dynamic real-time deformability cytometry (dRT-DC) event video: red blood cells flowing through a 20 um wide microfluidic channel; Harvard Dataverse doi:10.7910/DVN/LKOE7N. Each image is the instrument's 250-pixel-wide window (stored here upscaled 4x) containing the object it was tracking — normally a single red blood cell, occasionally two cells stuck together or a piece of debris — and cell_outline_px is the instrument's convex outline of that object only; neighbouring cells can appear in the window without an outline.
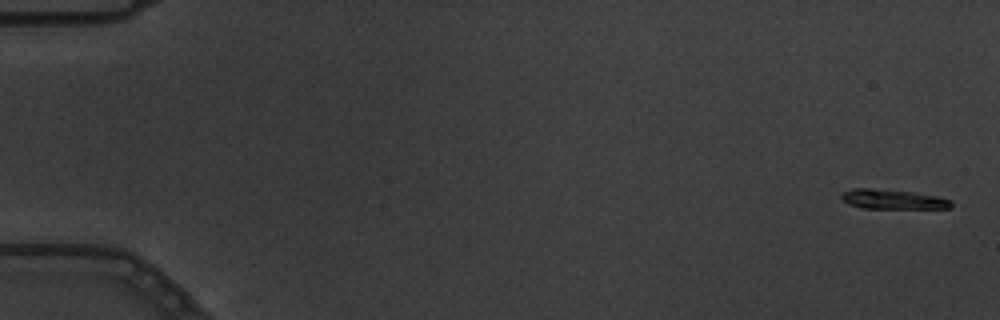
{"species": "common noctule bat (a hibernating species)", "species_latin": "Nyctalus noctula", "temperature_condition": "warm", "stored_images_in_passage": 6, "camera_frame_rate_fps": 3000, "um_per_image_px": 0.085, "animal": {"sex": "male", "body_mass_g": 19.5, "forearm_length_mm": 54.6}, "frame": {"image": 1, "passage_image": 1, "time_ms": 0.0, "image_size_px": [1000, 320], "cell_outline_px": [[952, 208], [864, 208], [848, 204], [840, 196], [844, 192], [852, 188], [872, 188], [912, 192], [940, 196], [952, 200]], "centroid_in_image_um": [75.93, 16.93], "position_along_channel_um": 9.1, "area_um2": 12.54}}
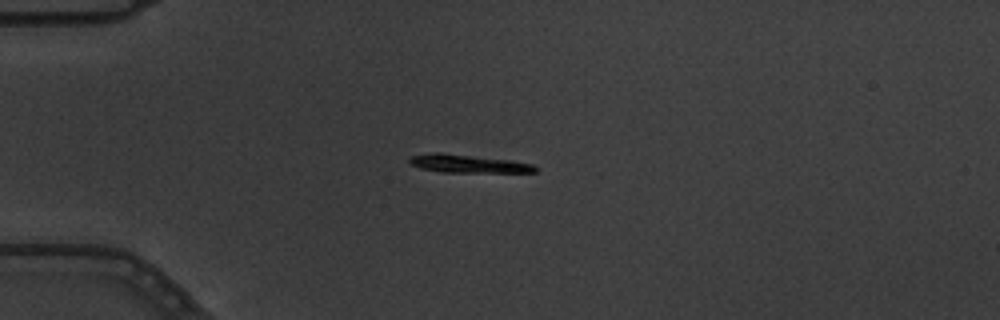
{"frame": {"image": 2, "passage_image": 5, "time_ms": 1.333, "image_size_px": [1000, 320], "cell_outline_px": [[540, 168], [536, 172], [440, 172], [420, 168], [412, 164], [408, 160], [412, 156], [432, 152], [440, 152], [512, 160], [532, 164]], "centroid_in_image_um": [39.82, 13.91], "position_along_channel_um": 45.2, "area_um2": 13.29}}